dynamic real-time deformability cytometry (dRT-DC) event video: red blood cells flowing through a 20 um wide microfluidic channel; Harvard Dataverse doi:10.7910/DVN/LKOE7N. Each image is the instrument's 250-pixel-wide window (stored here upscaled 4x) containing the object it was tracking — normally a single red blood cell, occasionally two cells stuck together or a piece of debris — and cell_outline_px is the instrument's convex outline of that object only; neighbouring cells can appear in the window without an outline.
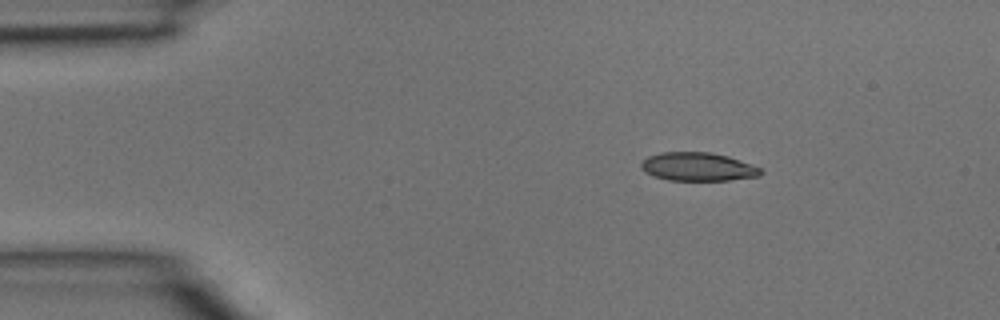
{"species": "common noctule bat (a hibernating species)", "species_latin": "Nyctalus noctula", "temperature_condition": "room temperature", "stored_images_in_passage": 4, "camera_frame_rate_fps": 3000, "um_per_image_px": 0.085, "animal": {"sex": "male", "body_mass_g": 15.6}, "frame": {"image": 1, "passage_image": 1, "time_ms": 0.0, "image_size_px": [1000, 320], "cell_outline_px": [[764, 172], [760, 176], [728, 180], [668, 180], [656, 176], [648, 172], [640, 164], [648, 156], [660, 152], [712, 152], [728, 156], [752, 164], [760, 168]], "centroid_in_image_um": [59.38, 14.16], "position_along_channel_um": 25.6, "area_um2": 19.65}}
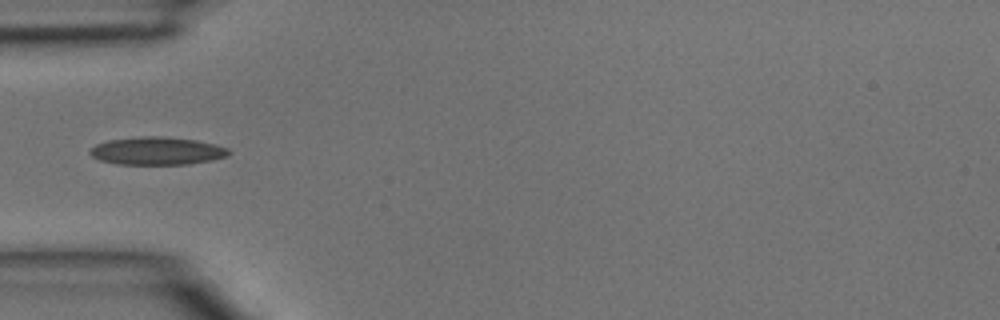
{"frame": {"image": 2, "passage_image": 3, "time_ms": 0.667, "image_size_px": [1000, 320], "cell_outline_px": [[232, 152], [228, 156], [212, 160], [188, 164], [116, 164], [100, 160], [92, 156], [88, 152], [96, 144], [108, 140], [144, 136], [160, 136], [196, 140], [216, 144], [228, 148]], "centroid_in_image_um": [13.38, 12.83], "position_along_channel_um": 71.6, "area_um2": 22.54}}